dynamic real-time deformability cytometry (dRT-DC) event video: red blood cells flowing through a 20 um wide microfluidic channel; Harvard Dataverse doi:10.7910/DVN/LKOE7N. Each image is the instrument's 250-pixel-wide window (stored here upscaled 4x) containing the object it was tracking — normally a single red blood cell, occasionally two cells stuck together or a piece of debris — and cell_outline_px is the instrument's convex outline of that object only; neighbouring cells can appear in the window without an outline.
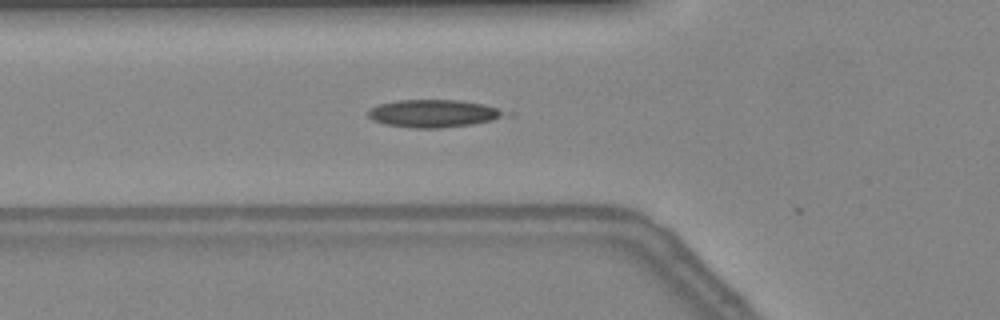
{"species": "common noctule bat (a hibernating species)", "species_latin": "Nyctalus noctula", "temperature_condition": "warm", "stored_images_in_passage": 21, "camera_frame_rate_fps": 3000, "um_per_image_px": 0.085, "animal": {"sex": "female", "body_mass_g": 24.6, "forearm_length_mm": 56.2}, "frame": {"image": 1, "passage_image": 3, "time_ms": 0.667, "image_size_px": [1000, 320], "cell_outline_px": [[516, 112], [512, 116], [472, 124], [440, 128], [416, 128], [388, 124], [372, 120], [368, 116], [368, 108], [380, 104], [396, 100], [456, 100], [484, 104]], "centroid_in_image_um": [36.98, 9.63], "position_along_channel_um": 88.8, "area_um2": 22.37}}